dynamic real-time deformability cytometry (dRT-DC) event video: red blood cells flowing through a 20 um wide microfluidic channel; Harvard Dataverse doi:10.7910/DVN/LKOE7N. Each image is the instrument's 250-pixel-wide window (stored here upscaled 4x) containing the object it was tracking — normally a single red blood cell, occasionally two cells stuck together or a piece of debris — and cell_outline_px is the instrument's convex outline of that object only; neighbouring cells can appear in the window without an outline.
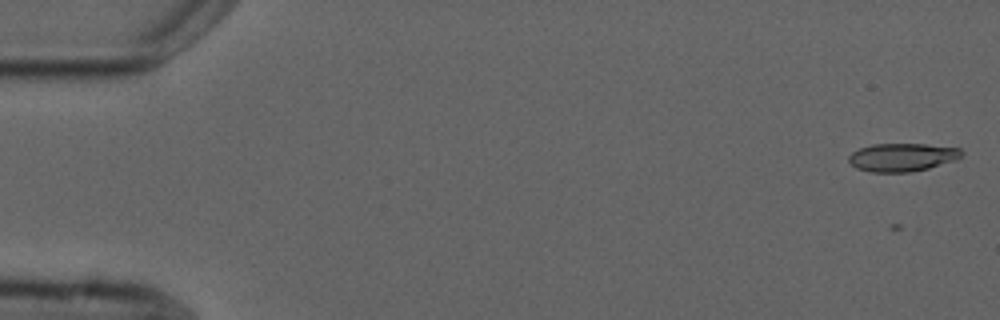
{"species": "common noctule bat (a hibernating species)", "species_latin": "Nyctalus noctula", "temperature_condition": "cold", "stored_images_in_passage": 6, "segment_of_instrument_passage": [1, 2], "camera_frame_rate_fps": 3000, "um_per_image_px": 0.085, "animal": {"sex": "male", "forearm_length_mm": 52.5}, "frame": {"image": 1, "passage_image": 1, "time_ms": 0.0, "image_size_px": [1000, 320], "cell_outline_px": [[964, 152], [956, 160], [928, 168], [908, 172], [872, 172], [856, 168], [848, 160], [848, 156], [852, 152], [860, 148], [872, 144], [924, 144], [960, 148]], "centroid_in_image_um": [76.68, 13.36], "position_along_channel_um": 8.3, "area_um2": 18.44}}
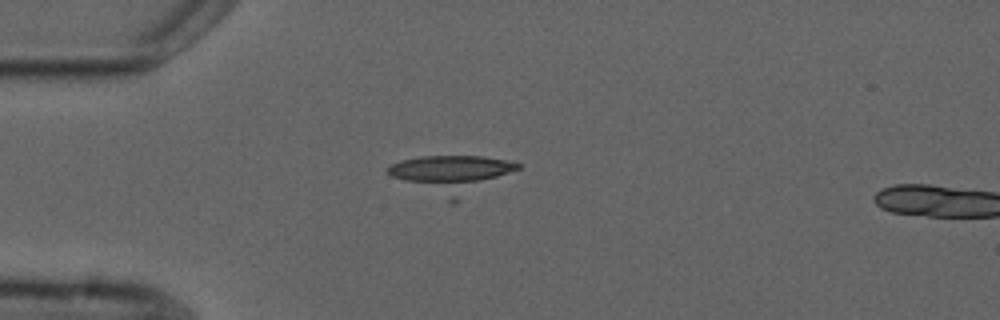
{"frame": {"image": 2, "passage_image": 5, "time_ms": 4.333, "image_size_px": [1000, 320], "cell_outline_px": [[520, 168], [452, 204], [392, 176], [384, 168], [400, 160], [420, 156], [484, 156], [504, 160], [520, 164]], "centroid_in_image_um": [38.34, 14.81], "position_along_channel_um": 46.7, "area_um2": 28.21}}